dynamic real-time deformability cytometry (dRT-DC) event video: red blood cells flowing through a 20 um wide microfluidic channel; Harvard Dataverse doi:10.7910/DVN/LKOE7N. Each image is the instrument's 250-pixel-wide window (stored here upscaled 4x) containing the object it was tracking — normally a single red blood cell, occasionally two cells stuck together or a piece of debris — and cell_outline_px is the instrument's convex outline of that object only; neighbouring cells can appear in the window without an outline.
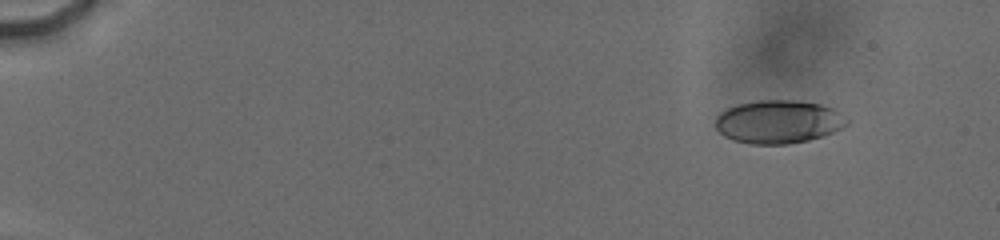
{"species": "human", "species_latin": "Homo sapiens", "temperature_condition": "cold", "stored_images_in_passage": 46, "camera_frame_rate_fps": 3000, "um_per_image_px": 0.085, "donor": {"sex": "male"}, "frame": {"image": 1, "passage_image": 3, "time_ms": 0.333, "image_size_px": [1000, 240], "cell_outline_px": [[848, 124], [824, 136], [808, 140], [788, 144], [752, 144], [732, 140], [724, 136], [716, 128], [716, 116], [720, 112], [736, 104], [760, 100], [796, 100], [820, 104], [832, 108], [840, 112], [848, 120]], "centroid_in_image_um": [66.16, 10.35], "position_along_channel_um": 18.8, "area_um2": 33.18}}
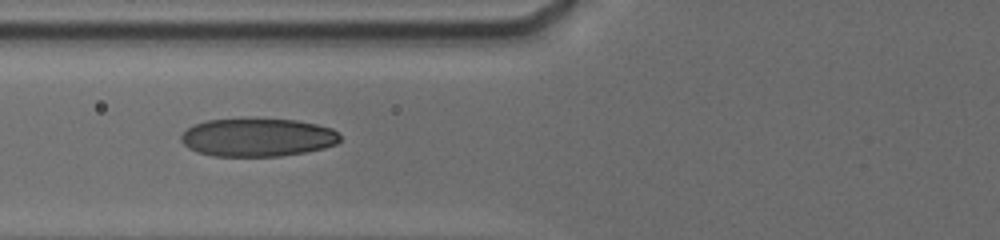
{"frame": {"image": 2, "passage_image": 36, "time_ms": 6.333, "image_size_px": [1000, 240], "cell_outline_px": [[340, 140], [336, 144], [324, 148], [304, 152], [280, 156], [212, 156], [196, 152], [188, 148], [180, 140], [180, 136], [188, 128], [196, 124], [208, 120], [244, 116], [296, 120], [316, 124], [332, 128], [340, 136]], "centroid_in_image_um": [21.86, 11.64], "position_along_channel_um": 103.9, "area_um2": 36.24}}
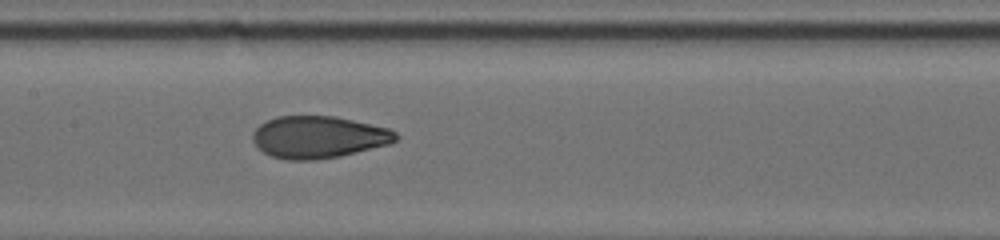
{"frame": {"image": 3, "passage_image": 45, "time_ms": 8.333, "image_size_px": [1000, 240], "cell_outline_px": [[400, 136], [392, 144], [340, 156], [312, 160], [288, 160], [272, 156], [264, 152], [252, 140], [252, 132], [260, 124], [276, 116], [336, 116], [388, 128], [396, 132]], "centroid_in_image_um": [27.1, 11.65], "position_along_channel_um": 180.3, "area_um2": 35.2}}